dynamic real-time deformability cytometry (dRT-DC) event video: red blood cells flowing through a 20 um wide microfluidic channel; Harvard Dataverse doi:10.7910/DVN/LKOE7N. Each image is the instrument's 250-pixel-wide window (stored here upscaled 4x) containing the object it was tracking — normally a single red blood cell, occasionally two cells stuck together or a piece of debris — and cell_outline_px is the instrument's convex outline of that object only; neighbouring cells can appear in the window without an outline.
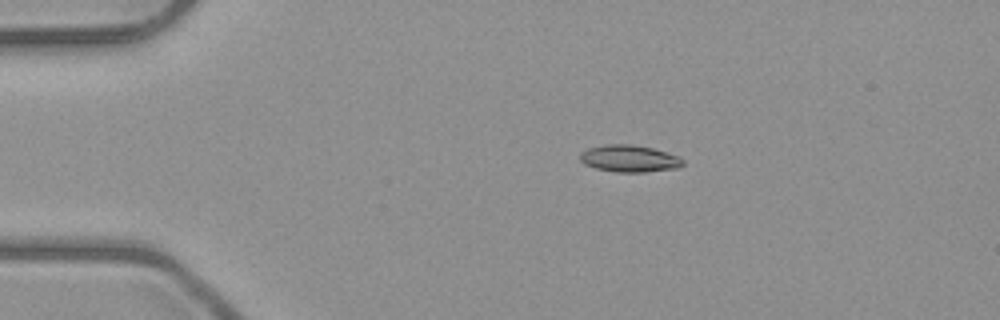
{"species": "common noctule bat (a hibernating species)", "species_latin": "Nyctalus noctula", "temperature_condition": "room temperature", "stored_images_in_passage": 4, "camera_frame_rate_fps": 3000, "um_per_image_px": 0.085, "animal": {"sex": "male", "body_mass_g": 23.1, "forearm_length_mm": 52.7}, "frame": {"image": 1, "passage_image": 1, "time_ms": 0.0, "image_size_px": [1000, 320], "cell_outline_px": [[684, 164], [680, 168], [644, 172], [616, 172], [596, 168], [584, 164], [580, 160], [580, 152], [588, 148], [608, 144], [632, 144], [652, 148], [680, 156], [684, 160]], "centroid_in_image_um": [53.52, 13.48], "position_along_channel_um": 31.5, "area_um2": 16.3}}
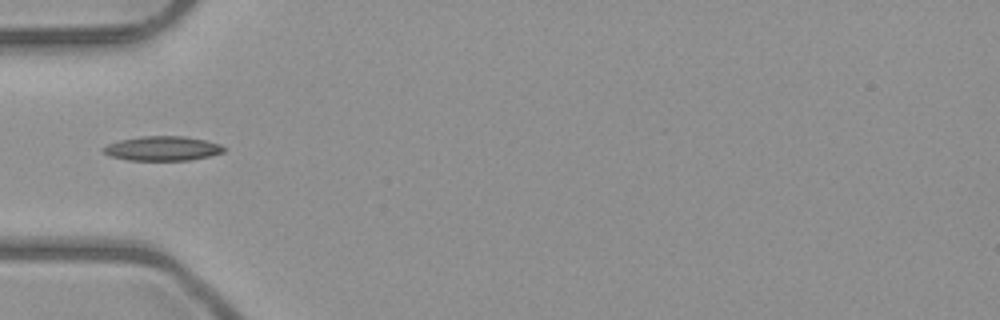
{"frame": {"image": 2, "passage_image": 3, "time_ms": 2.333, "image_size_px": [1000, 320], "cell_outline_px": [[224, 152], [212, 156], [188, 160], [128, 160], [112, 156], [104, 152], [100, 148], [108, 144], [120, 140], [140, 136], [184, 136], [204, 140], [220, 144], [224, 148]], "centroid_in_image_um": [13.81, 12.62], "position_along_channel_um": 71.2, "area_um2": 17.11}}
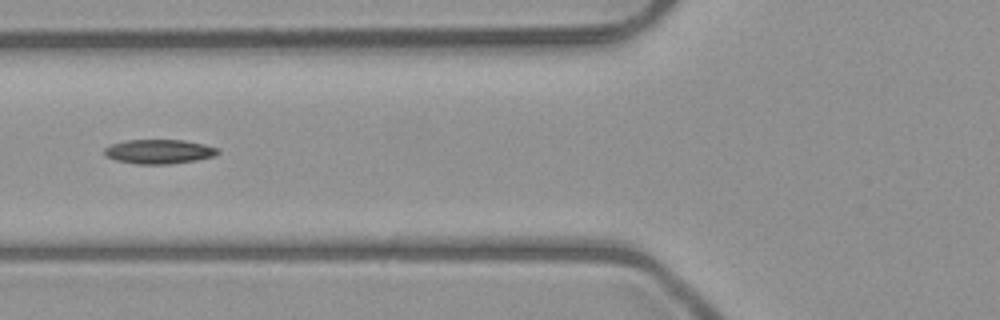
{"frame": {"image": 3, "passage_image": 4, "time_ms": 3.333, "image_size_px": [1000, 320], "cell_outline_px": [[220, 152], [212, 156], [196, 160], [168, 164], [136, 164], [116, 160], [104, 156], [104, 148], [112, 144], [128, 140], [184, 140], [204, 144], [220, 148]], "centroid_in_image_um": [13.51, 12.88], "position_along_channel_um": 112.3, "area_um2": 16.07}}